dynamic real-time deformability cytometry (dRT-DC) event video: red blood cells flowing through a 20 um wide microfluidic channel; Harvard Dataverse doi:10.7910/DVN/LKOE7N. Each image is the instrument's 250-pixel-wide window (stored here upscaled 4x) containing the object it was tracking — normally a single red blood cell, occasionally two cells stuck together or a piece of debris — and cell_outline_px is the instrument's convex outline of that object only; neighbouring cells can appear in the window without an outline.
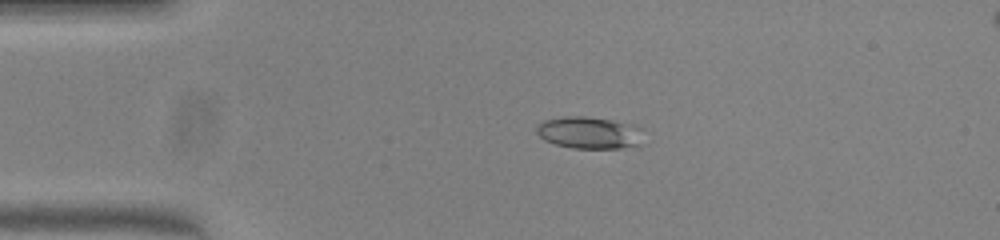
{"species": "common noctule bat (a hibernating species)", "species_latin": "Nyctalus noctula", "temperature_condition": "warm", "stored_images_in_passage": 50, "camera_frame_rate_fps": 3000, "um_per_image_px": 0.085, "animal": {"sex": "female", "body_mass_g": 23.0, "forearm_length_mm": 53.4}, "frame": {"image": 1, "passage_image": 10, "time_ms": 3.0, "image_size_px": [1000, 240], "cell_outline_px": [[640, 144], [620, 148], [572, 148], [556, 144], [544, 140], [536, 132], [536, 124], [544, 120], [564, 116], [584, 116], [612, 120], [632, 124], [640, 128]], "centroid_in_image_um": [50.02, 11.27], "position_along_channel_um": 35.0, "area_um2": 19.83}}
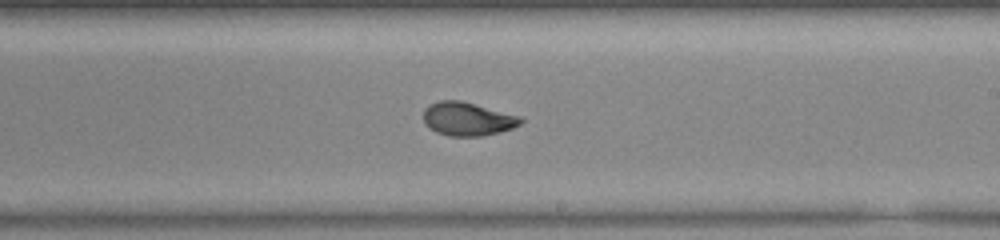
{"frame": {"image": 2, "passage_image": 29, "time_ms": 9.333, "image_size_px": [1000, 240], "cell_outline_px": [[524, 120], [520, 124], [512, 128], [480, 136], [448, 136], [436, 132], [424, 124], [424, 108], [428, 104], [440, 100], [460, 100], [520, 116]], "centroid_in_image_um": [39.7, 10.1], "position_along_channel_um": 249.3, "area_um2": 18.9}}
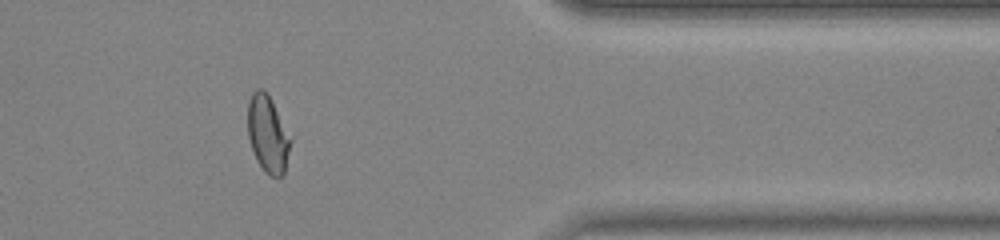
{"frame": {"image": 3, "passage_image": 41, "time_ms": 13.333, "image_size_px": [1000, 240], "cell_outline_px": [[292, 140], [284, 172], [280, 176], [272, 176], [264, 172], [256, 160], [248, 136], [248, 100], [252, 92], [256, 88], [264, 88]], "centroid_in_image_um": [22.74, 11.39], "position_along_channel_um": 388.7, "area_um2": 18.9}, "authors_computed_cell_mechanics": {"area_um2": 19.4786, "velocity_mm_per_s": 4.0094, "shape_relaxation_time_tau1_ms": null, "shape_relaxation_time_tau2_ms": 1.0993, "deformation_change_tau1": null, "deformation_change_tau2": 0.0565}}